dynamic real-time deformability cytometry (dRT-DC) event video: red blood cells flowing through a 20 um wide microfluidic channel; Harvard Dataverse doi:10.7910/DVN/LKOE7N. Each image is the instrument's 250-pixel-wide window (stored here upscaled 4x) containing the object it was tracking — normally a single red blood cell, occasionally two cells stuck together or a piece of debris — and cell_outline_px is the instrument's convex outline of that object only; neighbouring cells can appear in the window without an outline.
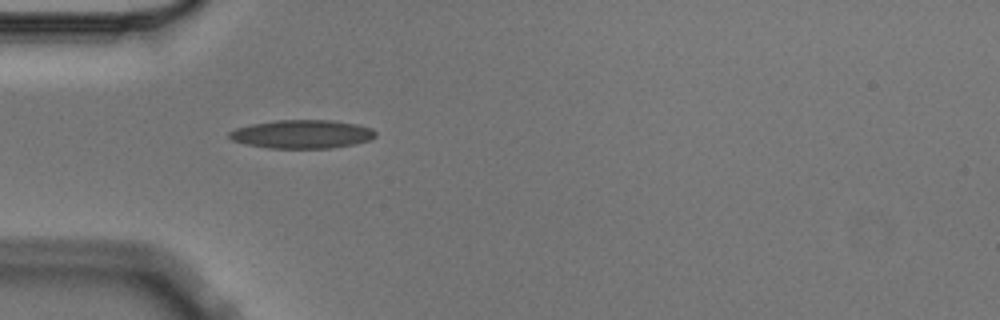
{"species": "Egyptian fruit bat (a non-hibernating species)", "species_latin": "Rousettus aegyptiacus", "temperature_condition": "cold", "stored_images_in_passage": 1, "camera_frame_rate_fps": 3000, "um_per_image_px": 0.085, "animal": {"sex": "male"}, "frame": {"image": 1, "passage_image": 1, "time_ms": 0.0, "image_size_px": [1000, 320], "cell_outline_px": [[376, 136], [368, 140], [356, 144], [332, 148], [268, 148], [248, 144], [232, 140], [228, 136], [228, 132], [236, 128], [252, 124], [280, 120], [328, 120], [356, 124], [372, 128], [376, 132]], "centroid_in_image_um": [25.69, 11.4], "position_along_channel_um": 59.3, "area_um2": 24.16}}